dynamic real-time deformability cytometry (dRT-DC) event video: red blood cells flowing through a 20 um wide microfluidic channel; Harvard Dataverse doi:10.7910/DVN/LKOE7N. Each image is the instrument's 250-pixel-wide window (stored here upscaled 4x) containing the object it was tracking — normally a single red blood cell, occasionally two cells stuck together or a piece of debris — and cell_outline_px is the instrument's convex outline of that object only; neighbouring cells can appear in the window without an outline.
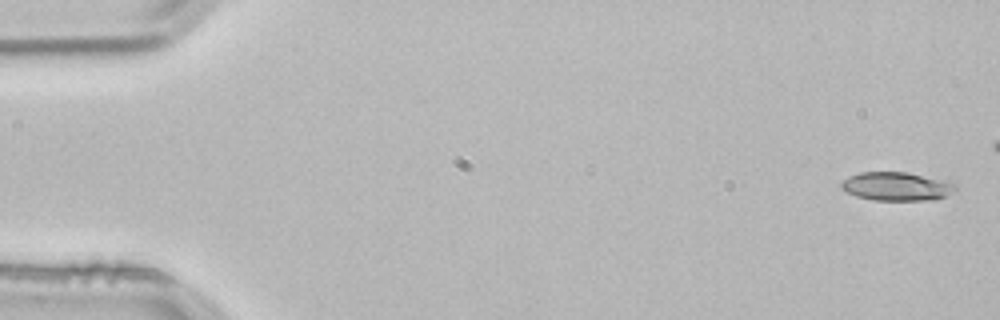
{"species": "common noctule bat (a hibernating species)", "species_latin": "Nyctalus noctula", "temperature_condition": "room temperature", "stored_images_in_passage": 4, "camera_frame_rate_fps": 3000, "um_per_image_px": 0.085, "animal": {"sex": "male", "body_mass_g": 21.5, "forearm_length_mm": 52.0}, "frame": {"image": 1, "passage_image": 1, "time_ms": 0.0, "image_size_px": [1000, 320], "cell_outline_px": [[956, 192], [944, 196], [924, 200], [872, 200], [856, 196], [840, 188], [840, 184], [848, 176], [860, 172], [908, 172], [956, 184]], "centroid_in_image_um": [76.16, 15.84], "position_along_channel_um": 8.8, "area_um2": 18.79}}